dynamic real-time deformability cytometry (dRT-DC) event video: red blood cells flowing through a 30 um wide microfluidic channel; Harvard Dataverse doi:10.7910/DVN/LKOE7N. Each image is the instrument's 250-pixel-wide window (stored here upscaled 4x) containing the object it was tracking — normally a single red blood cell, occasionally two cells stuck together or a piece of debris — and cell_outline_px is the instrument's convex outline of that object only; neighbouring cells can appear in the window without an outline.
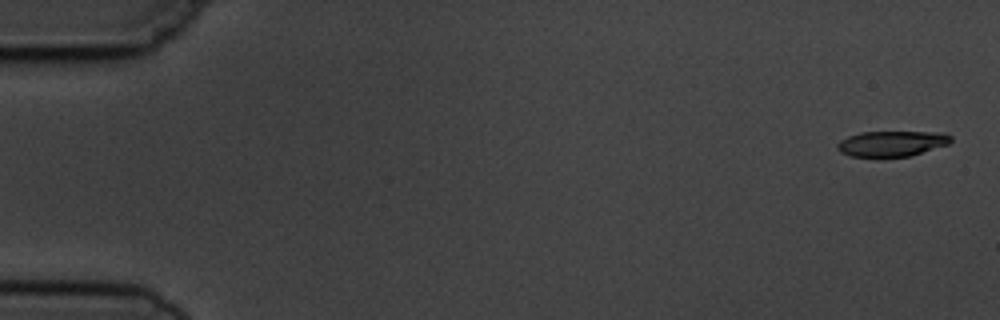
{"species": "common noctule bat (a hibernating species)", "species_latin": "Nyctalus noctula", "temperature_condition": "cold", "stored_images_in_passage": 4, "camera_frame_rate_fps": 3000, "um_per_image_px": 0.085, "animal": {"sex": "male", "body_mass_g": 19.5, "forearm_length_mm": 54.6}, "frame": {"image": 1, "passage_image": 1, "time_ms": 0.0, "image_size_px": [1000, 320], "cell_outline_px": [[952, 140], [948, 144], [908, 156], [884, 160], [848, 156], [840, 152], [836, 148], [836, 144], [840, 140], [848, 136], [860, 132], [944, 132], [952, 136]], "centroid_in_image_um": [75.72, 12.25], "position_along_channel_um": 9.3, "area_um2": 17.63}}
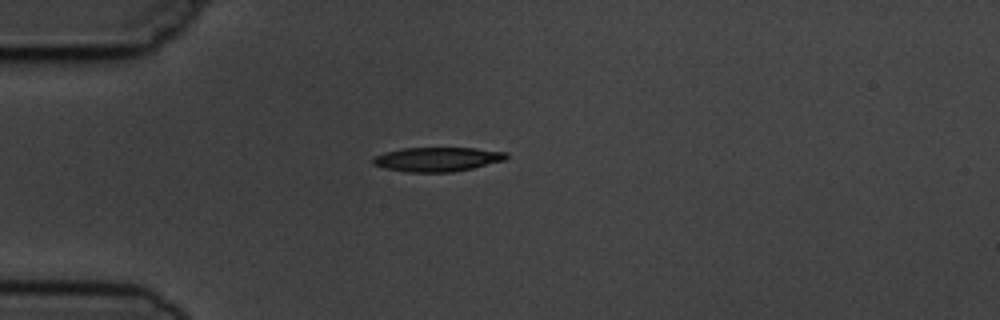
{"frame": {"image": 2, "passage_image": 4, "time_ms": 4.333, "image_size_px": [1000, 320], "cell_outline_px": [[508, 156], [504, 160], [472, 168], [452, 172], [408, 172], [384, 168], [372, 164], [372, 160], [376, 156], [384, 152], [404, 148], [476, 148], [508, 152]], "centroid_in_image_um": [37.17, 13.53], "position_along_channel_um": 47.8, "area_um2": 18.79}}